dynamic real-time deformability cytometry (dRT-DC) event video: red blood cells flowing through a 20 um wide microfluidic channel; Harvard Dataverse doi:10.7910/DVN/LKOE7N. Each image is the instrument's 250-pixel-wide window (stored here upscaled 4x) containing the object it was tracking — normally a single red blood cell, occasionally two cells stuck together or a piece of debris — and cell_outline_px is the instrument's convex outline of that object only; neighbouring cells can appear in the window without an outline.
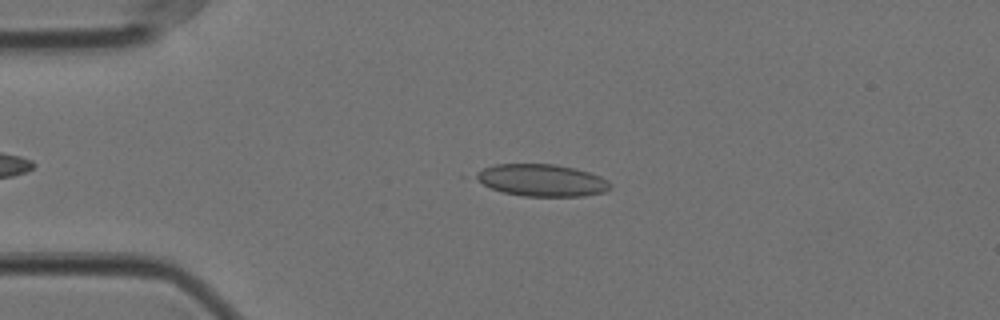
{"species": "Egyptian fruit bat (a non-hibernating species)", "species_latin": "Rousettus aegyptiacus", "temperature_condition": "cold", "stored_images_in_passage": 53, "camera_frame_rate_fps": 3000, "um_per_image_px": 0.085, "animal": {"sex": "female"}, "frame": {"image": 1, "passage_image": 9, "time_ms": 2.667, "image_size_px": [1000, 320], "cell_outline_px": [[612, 188], [604, 192], [584, 196], [524, 196], [504, 192], [492, 188], [484, 184], [472, 176], [476, 172], [484, 168], [496, 164], [556, 164], [588, 172], [600, 176], [608, 180], [612, 184]], "centroid_in_image_um": [46.07, 15.32], "position_along_channel_um": 38.9, "area_um2": 25.03}}
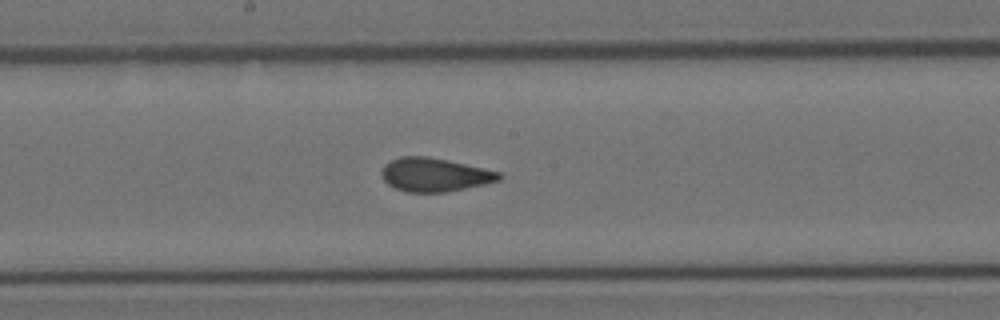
{"frame": {"image": 2, "passage_image": 26, "time_ms": 8.333, "image_size_px": [1000, 320], "cell_outline_px": [[504, 176], [500, 180], [484, 184], [448, 192], [408, 192], [396, 188], [388, 184], [384, 180], [380, 172], [384, 164], [400, 156], [428, 156], [448, 160], [500, 172]], "centroid_in_image_um": [36.94, 14.85], "position_along_channel_um": 211.3, "area_um2": 23.0}}
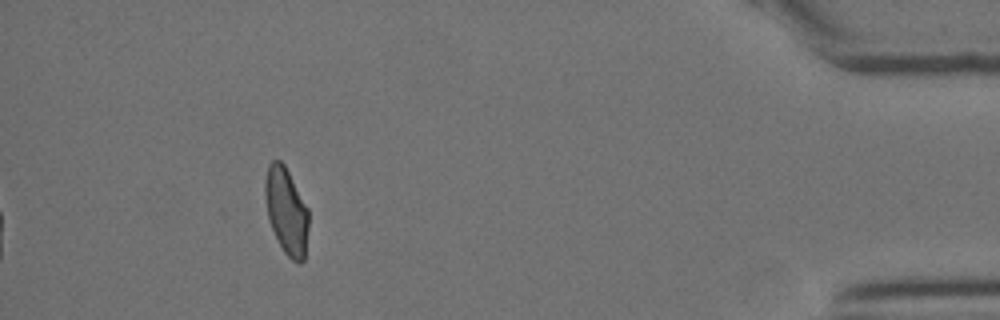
{"frame": {"image": 3, "passage_image": 48, "time_ms": 15.667, "image_size_px": [1000, 320], "cell_outline_px": [[308, 228], [304, 260], [300, 264], [296, 264], [284, 252], [268, 220], [264, 196], [264, 180], [268, 164], [272, 160], [280, 160], [284, 164], [308, 208]], "centroid_in_image_um": [24.33, 17.93], "position_along_channel_um": 410.9, "area_um2": 22.08}, "authors_computed_cell_mechanics": {"area_um2": 23.2356, "velocity_mm_per_s": 3.5296, "shape_relaxation_time_tau1_ms": null, "shape_relaxation_time_tau2_ms": 0.9335, "deformation_change_tau1": null, "deformation_change_tau2": 0.0507}}